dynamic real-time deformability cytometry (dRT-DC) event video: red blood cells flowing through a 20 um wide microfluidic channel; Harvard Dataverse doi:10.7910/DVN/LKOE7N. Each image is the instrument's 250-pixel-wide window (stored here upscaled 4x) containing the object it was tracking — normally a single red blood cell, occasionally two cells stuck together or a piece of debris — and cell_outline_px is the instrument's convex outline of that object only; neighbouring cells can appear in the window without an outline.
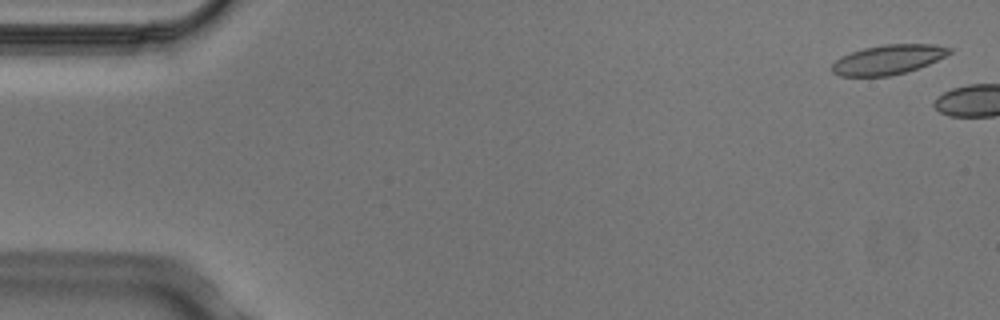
{"species": "Egyptian fruit bat (a non-hibernating species)", "species_latin": "Rousettus aegyptiacus", "temperature_condition": "cold", "stored_images_in_passage": 2, "camera_frame_rate_fps": 3000, "um_per_image_px": 0.085, "animal": {"sex": "male"}, "frame": {"image": 1, "passage_image": 1, "time_ms": 0.0, "image_size_px": [1000, 320], "cell_outline_px": [[952, 52], [928, 64], [904, 72], [888, 76], [840, 76], [832, 72], [828, 68], [840, 56], [864, 48], [884, 44], [936, 44], [952, 48]], "centroid_in_image_um": [75.45, 5.06], "position_along_channel_um": 9.6, "area_um2": 20.17}}